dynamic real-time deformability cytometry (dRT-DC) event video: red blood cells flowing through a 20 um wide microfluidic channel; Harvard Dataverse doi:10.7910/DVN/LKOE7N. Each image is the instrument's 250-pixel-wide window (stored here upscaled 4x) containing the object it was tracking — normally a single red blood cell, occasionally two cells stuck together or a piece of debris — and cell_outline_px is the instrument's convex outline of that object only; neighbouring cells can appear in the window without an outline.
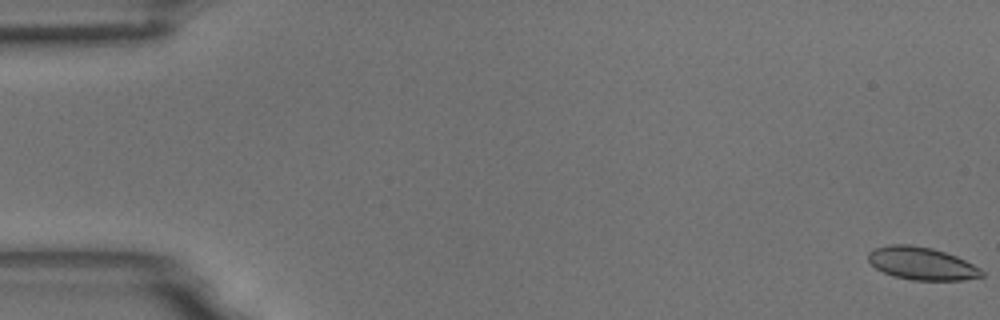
{"species": "common noctule bat (a hibernating species)", "species_latin": "Nyctalus noctula", "temperature_condition": "room temperature", "stored_images_in_passage": 57, "camera_frame_rate_fps": 3000, "um_per_image_px": 0.085, "animal": {"sex": "male", "body_mass_g": 18.8}, "frame": {"image": 1, "passage_image": 1, "time_ms": 0.0, "image_size_px": [1000, 320], "cell_outline_px": [[984, 276], [964, 280], [912, 280], [892, 276], [876, 268], [868, 260], [868, 252], [876, 248], [888, 244], [912, 244], [932, 248], [956, 256], [980, 268], [984, 272]], "centroid_in_image_um": [78.34, 22.39], "position_along_channel_um": 6.7, "area_um2": 21.68}}
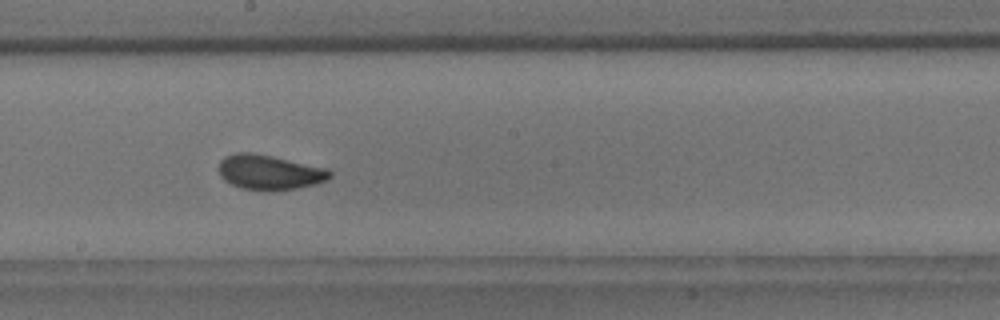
{"frame": {"image": 2, "passage_image": 32, "time_ms": 10.333, "image_size_px": [1000, 320], "cell_outline_px": [[332, 176], [316, 184], [296, 188], [240, 188], [224, 180], [220, 176], [220, 160], [224, 156], [236, 152], [252, 152], [272, 156], [328, 168], [332, 172]], "centroid_in_image_um": [22.9, 14.59], "position_along_channel_um": 225.3, "area_um2": 21.96}}
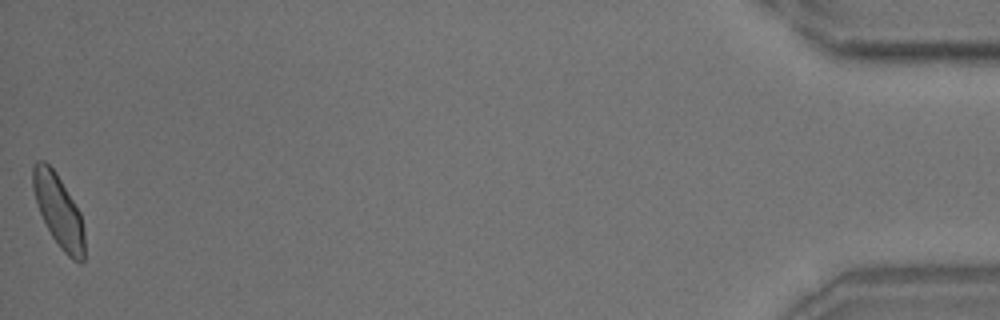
{"frame": {"image": 3, "passage_image": 57, "time_ms": 18.667, "image_size_px": [1000, 320], "cell_outline_px": [[84, 260], [80, 264], [72, 260], [60, 248], [52, 236], [40, 212], [32, 188], [32, 164], [36, 160], [44, 160], [56, 172], [80, 212], [84, 232]], "centroid_in_image_um": [4.98, 17.91], "position_along_channel_um": 430.2, "area_um2": 21.68}, "authors_computed_cell_mechanics": {"area_um2": 21.7328, "velocity_mm_per_s": 3.6049, "shape_relaxation_time_tau1_ms": 2.8616, "shape_relaxation_time_tau2_ms": 1.0772, "deformation_change_tau1": 0.0905, "deformation_change_tau2": 0.0522}}